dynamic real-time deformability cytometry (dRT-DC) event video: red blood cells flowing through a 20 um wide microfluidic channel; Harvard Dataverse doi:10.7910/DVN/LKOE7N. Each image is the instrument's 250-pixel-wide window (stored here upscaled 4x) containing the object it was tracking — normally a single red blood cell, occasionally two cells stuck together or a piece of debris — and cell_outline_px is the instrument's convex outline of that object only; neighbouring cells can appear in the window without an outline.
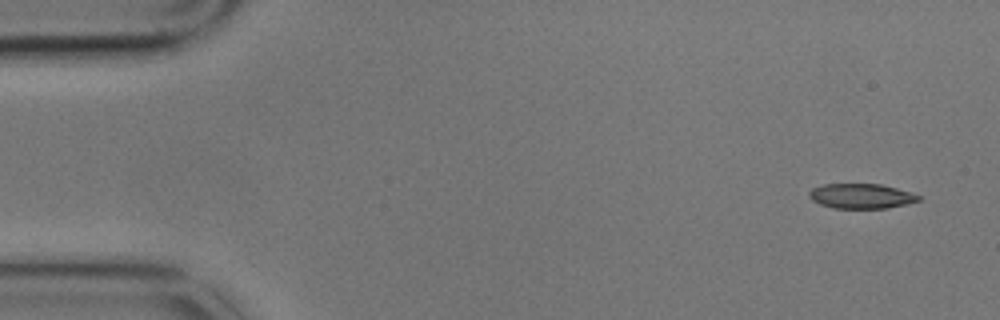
{"species": "common noctule bat (a hibernating species)", "species_latin": "Nyctalus noctula", "temperature_condition": "cold", "stored_images_in_passage": 9, "camera_frame_rate_fps": 3000, "um_per_image_px": 0.085, "animal": {"sex": "male", "body_mass_g": 17.9}, "frame": {"image": 1, "passage_image": 1, "time_ms": 0.0, "image_size_px": [1000, 320], "cell_outline_px": [[920, 200], [908, 204], [888, 208], [832, 208], [820, 204], [812, 200], [808, 196], [808, 192], [812, 188], [824, 184], [880, 184], [896, 188], [920, 196]], "centroid_in_image_um": [73.17, 16.67], "position_along_channel_um": 11.8, "area_um2": 15.84}}
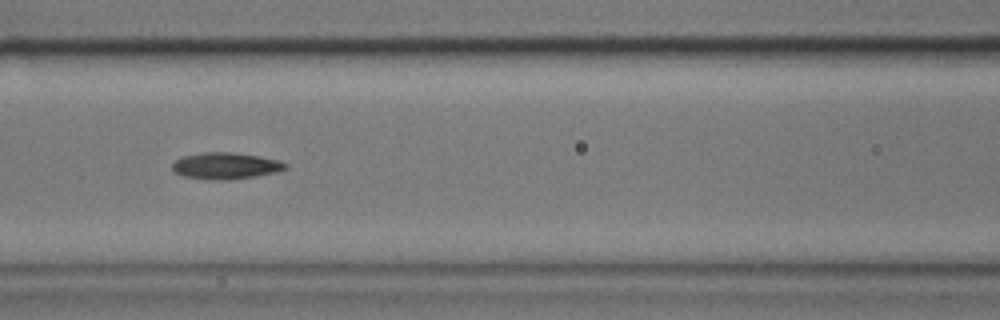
{"frame": {"image": 2, "passage_image": 6, "time_ms": 1.667, "image_size_px": [1000, 320], "cell_outline_px": [[288, 168], [276, 172], [256, 176], [228, 180], [212, 180], [184, 176], [172, 172], [172, 164], [176, 160], [184, 156], [204, 152], [232, 152], [260, 156], [280, 160], [288, 164]], "centroid_in_image_um": [19.2, 14.09], "position_along_channel_um": 147.4, "area_um2": 17.63}}
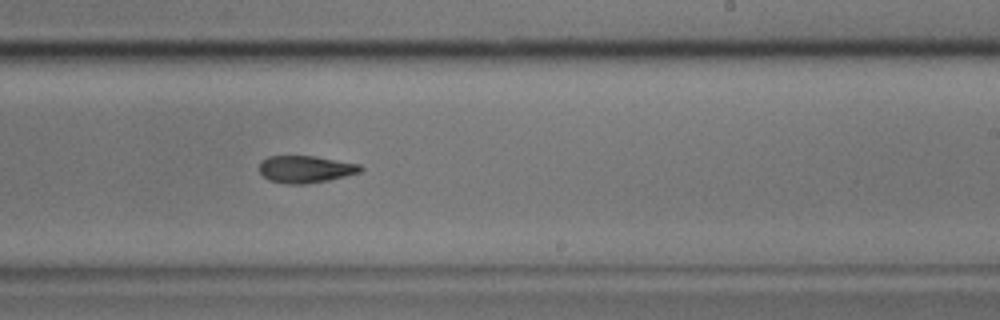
{"frame": {"image": 3, "passage_image": 9, "time_ms": 2.667, "image_size_px": [1000, 320], "cell_outline_px": [[364, 168], [360, 172], [328, 180], [304, 184], [288, 184], [268, 180], [260, 172], [260, 160], [268, 156], [316, 156], [360, 164]], "centroid_in_image_um": [25.96, 14.37], "position_along_channel_um": 263.0, "area_um2": 16.01}}